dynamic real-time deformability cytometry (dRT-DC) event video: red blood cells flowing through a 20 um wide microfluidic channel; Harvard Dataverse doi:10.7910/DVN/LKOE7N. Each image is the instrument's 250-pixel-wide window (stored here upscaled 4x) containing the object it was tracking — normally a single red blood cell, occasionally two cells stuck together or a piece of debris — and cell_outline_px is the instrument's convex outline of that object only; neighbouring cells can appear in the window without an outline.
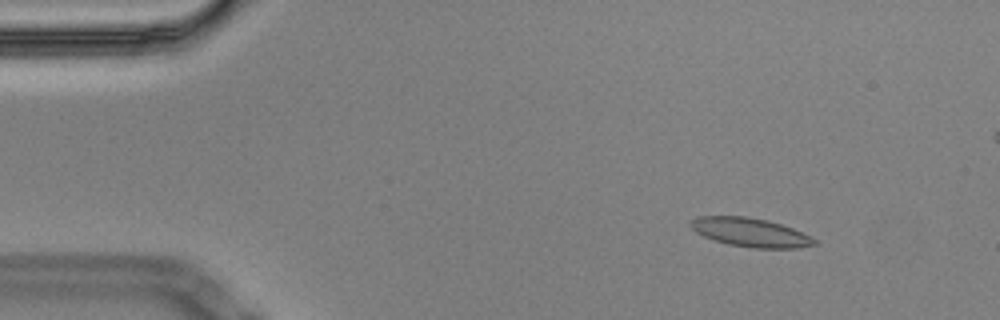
{"species": "Egyptian fruit bat (a non-hibernating species)", "species_latin": "Rousettus aegyptiacus", "temperature_condition": "cold", "stored_images_in_passage": 7, "camera_frame_rate_fps": 3000, "um_per_image_px": 0.085, "animal": {"sex": "male"}, "frame": {"image": 1, "passage_image": 2, "time_ms": 0.333, "image_size_px": [1000, 320], "cell_outline_px": [[816, 244], [800, 248], [752, 248], [728, 244], [704, 236], [696, 232], [688, 224], [692, 220], [700, 216], [744, 216], [764, 220], [780, 224], [792, 228], [816, 240]], "centroid_in_image_um": [63.76, 19.76], "position_along_channel_um": 21.2, "area_um2": 20.4}}
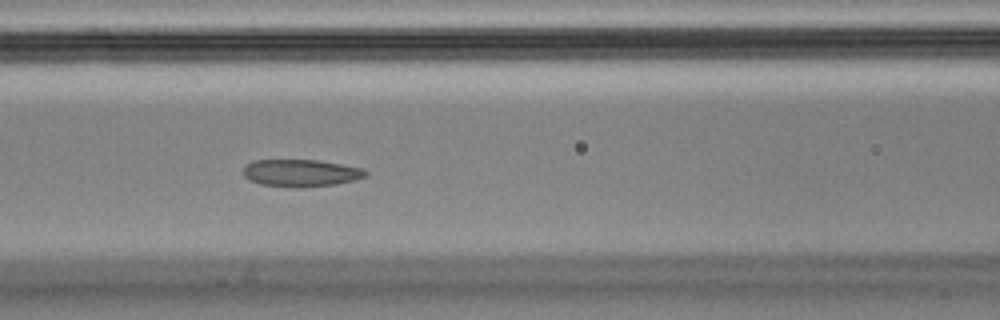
{"frame": {"image": 2, "passage_image": 7, "time_ms": 2.0, "image_size_px": [1000, 320], "cell_outline_px": [[368, 176], [356, 180], [336, 184], [260, 184], [244, 176], [244, 164], [252, 160], [320, 160], [360, 168], [368, 172]], "centroid_in_image_um": [25.6, 14.64], "position_along_channel_um": 141.0, "area_um2": 18.38}}